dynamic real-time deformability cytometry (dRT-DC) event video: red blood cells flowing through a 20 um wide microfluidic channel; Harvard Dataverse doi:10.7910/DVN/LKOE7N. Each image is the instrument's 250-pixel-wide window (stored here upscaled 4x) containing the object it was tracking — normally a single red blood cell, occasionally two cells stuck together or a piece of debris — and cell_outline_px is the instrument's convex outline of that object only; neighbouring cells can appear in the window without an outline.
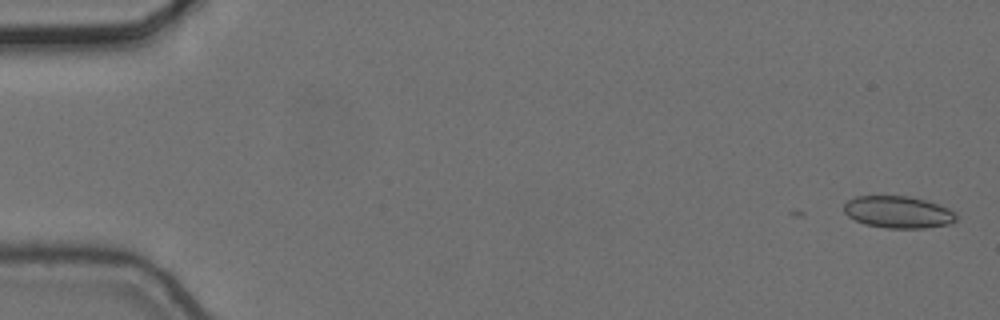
{"species": "common noctule bat (a hibernating species)", "species_latin": "Nyctalus noctula", "temperature_condition": "cold", "stored_images_in_passage": 10, "camera_frame_rate_fps": 3000, "um_per_image_px": 0.085, "animal": {"sex": "female", "body_mass_g": 24.6, "forearm_length_mm": 56.2}, "frame": {"image": 1, "passage_image": 1, "time_ms": 0.0, "image_size_px": [1000, 320], "cell_outline_px": [[956, 220], [948, 224], [924, 228], [888, 228], [864, 224], [848, 216], [844, 212], [844, 204], [848, 200], [856, 196], [908, 196], [924, 200], [948, 208], [956, 212]], "centroid_in_image_um": [76.33, 18.03], "position_along_channel_um": 8.7, "area_um2": 20.81}}
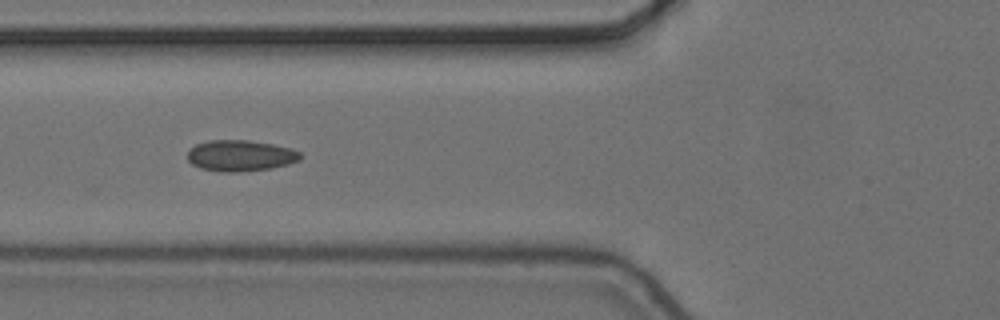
{"frame": {"image": 2, "passage_image": 7, "time_ms": 2.0, "image_size_px": [1000, 320], "cell_outline_px": [[300, 160], [288, 164], [272, 168], [240, 172], [220, 172], [200, 168], [192, 164], [188, 160], [188, 152], [196, 144], [208, 140], [248, 140], [272, 144], [292, 148], [300, 152]], "centroid_in_image_um": [20.44, 13.23], "position_along_channel_um": 105.4, "area_um2": 20.52}}
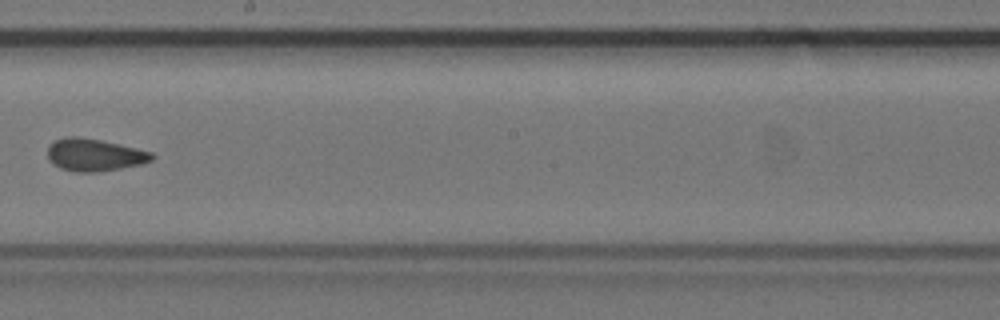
{"frame": {"image": 3, "passage_image": 10, "time_ms": 3.0, "image_size_px": [1000, 320], "cell_outline_px": [[156, 156], [152, 160], [140, 164], [100, 172], [72, 172], [60, 168], [52, 164], [48, 156], [48, 144], [52, 140], [64, 136], [76, 136], [100, 140], [120, 144], [152, 152]], "centroid_in_image_um": [7.98, 13.16], "position_along_channel_um": 240.2, "area_um2": 19.94}}